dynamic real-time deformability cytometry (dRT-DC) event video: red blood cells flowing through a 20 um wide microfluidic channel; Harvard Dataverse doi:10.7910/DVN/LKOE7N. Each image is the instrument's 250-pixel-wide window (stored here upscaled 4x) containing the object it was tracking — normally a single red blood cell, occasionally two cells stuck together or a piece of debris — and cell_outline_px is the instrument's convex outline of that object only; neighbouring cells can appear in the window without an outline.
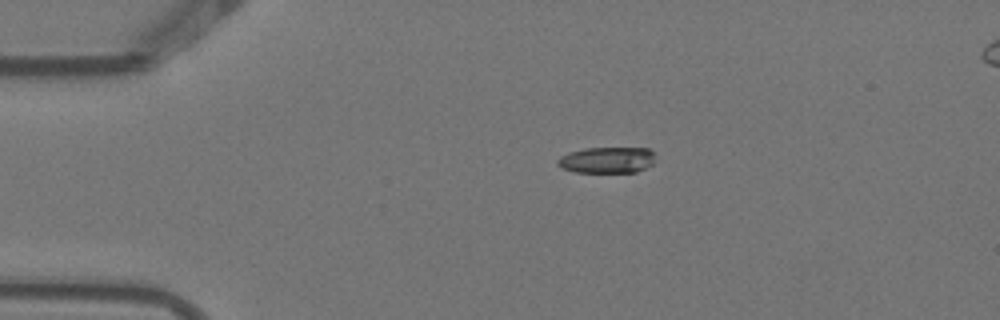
{"species": "Egyptian fruit bat (a non-hibernating species)", "species_latin": "Rousettus aegyptiacus", "temperature_condition": "warm", "stored_images_in_passage": 4, "camera_frame_rate_fps": 3000, "um_per_image_px": 0.085, "animal": {"sex": "female"}, "frame": {"image": 1, "passage_image": 4, "time_ms": 1.0, "image_size_px": [1000, 320], "cell_outline_px": [[652, 164], [636, 172], [576, 172], [560, 168], [556, 164], [556, 160], [560, 156], [568, 152], [584, 148], [648, 148], [652, 152]], "centroid_in_image_um": [51.51, 13.6], "position_along_channel_um": 33.5, "area_um2": 14.85}}